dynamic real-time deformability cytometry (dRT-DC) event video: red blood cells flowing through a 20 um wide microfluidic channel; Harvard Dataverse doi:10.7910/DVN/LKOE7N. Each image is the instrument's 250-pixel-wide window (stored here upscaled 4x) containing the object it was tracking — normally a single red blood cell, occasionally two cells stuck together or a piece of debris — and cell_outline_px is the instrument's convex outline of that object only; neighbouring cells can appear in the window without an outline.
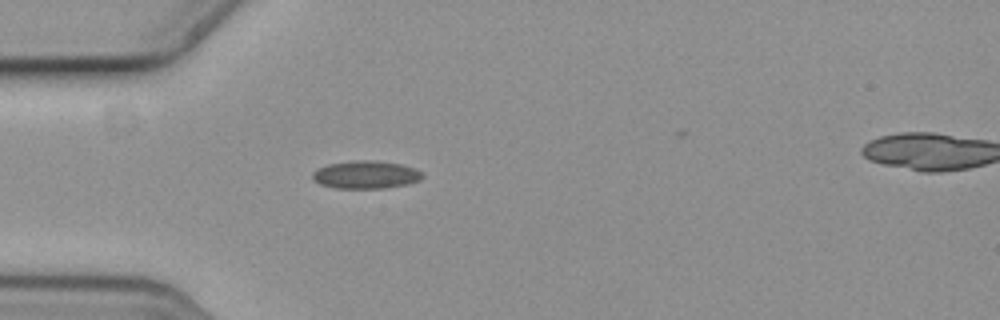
{"species": "common noctule bat (a hibernating species)", "species_latin": "Nyctalus noctula", "temperature_condition": "cold", "stored_images_in_passage": 2, "camera_frame_rate_fps": 3000, "um_per_image_px": 0.085, "animal": {"sex": "female", "body_mass_g": 19.3, "forearm_length_mm": 54.1}, "frame": {"image": 1, "passage_image": 1, "time_ms": 0.0, "image_size_px": [1000, 320], "cell_outline_px": [[424, 176], [420, 180], [408, 184], [384, 188], [336, 188], [320, 184], [312, 176], [312, 172], [316, 168], [328, 164], [356, 160], [376, 160], [400, 164], [412, 168], [420, 172]], "centroid_in_image_um": [31.08, 14.84], "position_along_channel_um": 53.9, "area_um2": 17.74}}